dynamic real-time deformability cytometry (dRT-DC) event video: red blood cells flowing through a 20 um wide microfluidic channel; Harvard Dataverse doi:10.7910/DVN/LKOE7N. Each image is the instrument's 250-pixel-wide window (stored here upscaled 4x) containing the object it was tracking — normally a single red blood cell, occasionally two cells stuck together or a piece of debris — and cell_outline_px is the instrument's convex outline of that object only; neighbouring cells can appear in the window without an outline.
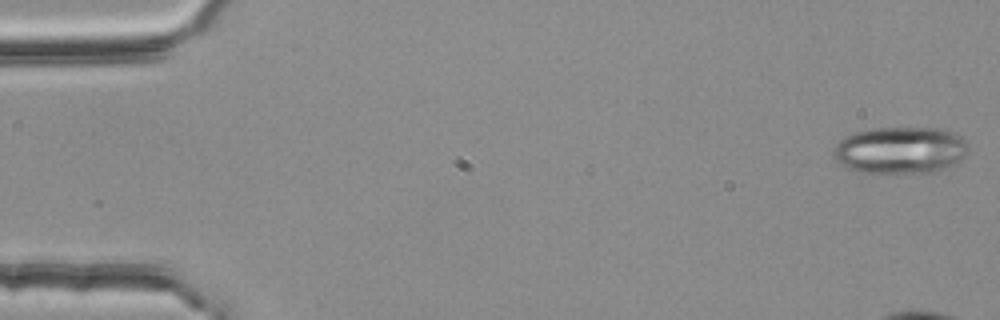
{"species": "common noctule bat (a hibernating species)", "species_latin": "Nyctalus noctula", "temperature_condition": "room temperature", "stored_images_in_passage": 5, "camera_frame_rate_fps": 3000, "um_per_image_px": 0.085, "animal": {"sex": "female", "body_mass_g": 25.1}, "frame": {"image": 1, "passage_image": 1, "time_ms": 0.0, "image_size_px": [1000, 320], "cell_outline_px": [[968, 152], [956, 164], [936, 172], [860, 172], [836, 164], [832, 156], [832, 152], [836, 144], [840, 140], [856, 132], [872, 128], [940, 128], [952, 132], [960, 136], [968, 144]], "centroid_in_image_um": [76.51, 12.77], "position_along_channel_um": 8.5, "area_um2": 37.05}}